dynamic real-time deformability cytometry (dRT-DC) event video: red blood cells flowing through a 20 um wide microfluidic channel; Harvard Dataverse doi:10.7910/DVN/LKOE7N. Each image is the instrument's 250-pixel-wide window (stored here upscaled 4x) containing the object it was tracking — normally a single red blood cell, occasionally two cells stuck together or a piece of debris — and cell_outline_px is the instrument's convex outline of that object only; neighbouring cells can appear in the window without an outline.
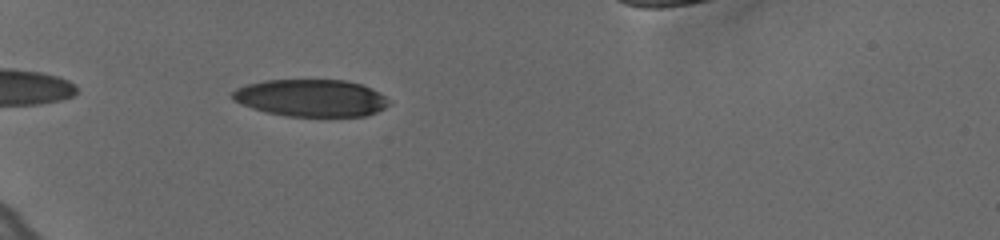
{"species": "human", "species_latin": "Homo sapiens", "temperature_condition": "cold", "stored_images_in_passage": 43, "camera_frame_rate_fps": 3000, "um_per_image_px": 0.085, "donor": {"sex": "female"}, "frame": {"image": 1, "passage_image": 4, "time_ms": 1.0, "image_size_px": [1000, 240], "cell_outline_px": [[388, 104], [384, 108], [376, 112], [364, 116], [288, 116], [264, 112], [240, 104], [232, 100], [232, 92], [236, 88], [248, 84], [264, 80], [344, 80], [360, 84], [372, 88], [380, 92], [388, 100]], "centroid_in_image_um": [26.41, 8.33], "position_along_channel_um": 58.6, "area_um2": 33.93}}
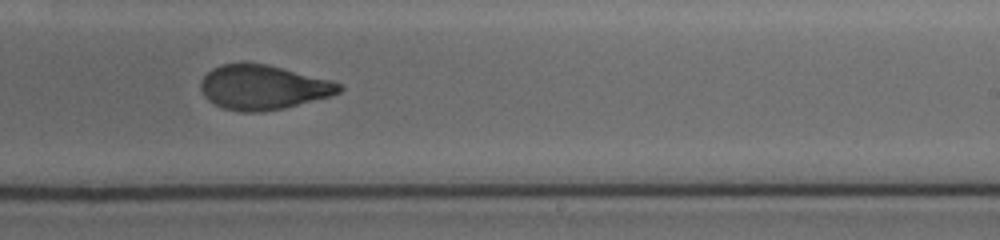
{"frame": {"image": 2, "passage_image": 23, "time_ms": 7.333, "image_size_px": [1000, 240], "cell_outline_px": [[344, 88], [340, 92], [328, 96], [284, 108], [260, 112], [240, 112], [224, 108], [208, 100], [204, 96], [200, 88], [200, 80], [212, 68], [220, 64], [268, 64], [332, 80], [340, 84]], "centroid_in_image_um": [22.35, 7.42], "position_along_channel_um": 266.7, "area_um2": 35.72}}
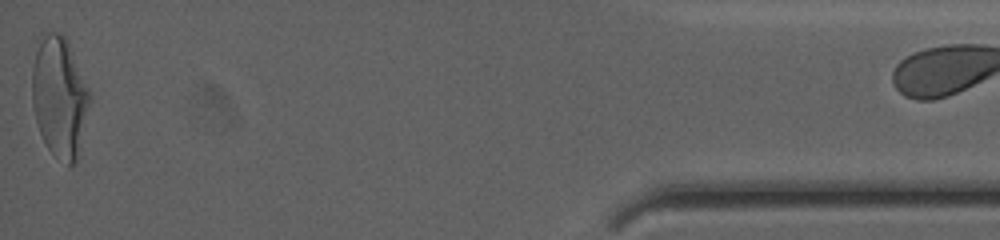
{"frame": {"image": 3, "passage_image": 42, "time_ms": 13.667, "image_size_px": [1000, 240], "cell_outline_px": [[92, 96], [76, 164], [68, 168], [48, 148], [40, 132], [36, 120], [32, 104], [32, 68], [36, 36], [40, 32], [60, 32], [68, 40]], "centroid_in_image_um": [5.05, 8.18], "position_along_channel_um": 430.2, "area_um2": 41.44}}